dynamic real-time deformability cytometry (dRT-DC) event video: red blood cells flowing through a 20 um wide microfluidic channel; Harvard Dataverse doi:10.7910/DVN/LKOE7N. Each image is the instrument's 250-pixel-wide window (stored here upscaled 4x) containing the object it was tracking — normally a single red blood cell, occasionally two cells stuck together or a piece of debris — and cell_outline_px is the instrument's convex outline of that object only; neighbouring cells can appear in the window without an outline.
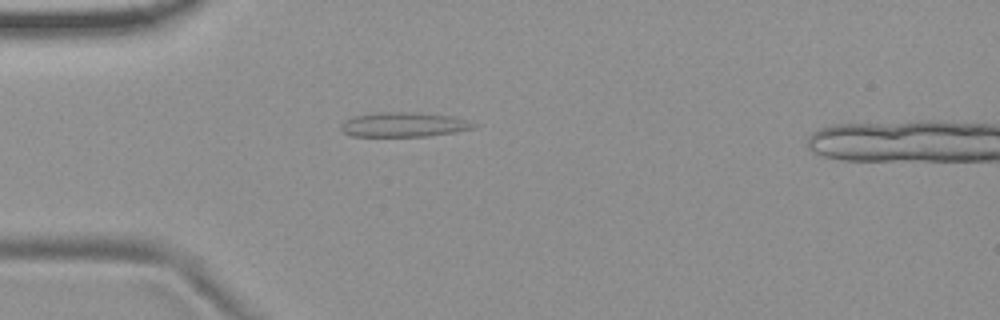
{"species": "common noctule bat (a hibernating species)", "species_latin": "Nyctalus noctula", "temperature_condition": "room temperature", "stored_images_in_passage": 5, "camera_frame_rate_fps": 3000, "um_per_image_px": 0.085, "animal": {"sex": "female", "body_mass_g": 19.9}, "frame": {"image": 1, "passage_image": 4, "time_ms": 3.333, "image_size_px": [1000, 320], "cell_outline_px": [[476, 124], [472, 128], [452, 132], [428, 136], [352, 136], [344, 132], [340, 128], [340, 124], [352, 116], [376, 112], [420, 112], [452, 116]], "centroid_in_image_um": [34.25, 10.58], "position_along_channel_um": 50.8, "area_um2": 18.9}}